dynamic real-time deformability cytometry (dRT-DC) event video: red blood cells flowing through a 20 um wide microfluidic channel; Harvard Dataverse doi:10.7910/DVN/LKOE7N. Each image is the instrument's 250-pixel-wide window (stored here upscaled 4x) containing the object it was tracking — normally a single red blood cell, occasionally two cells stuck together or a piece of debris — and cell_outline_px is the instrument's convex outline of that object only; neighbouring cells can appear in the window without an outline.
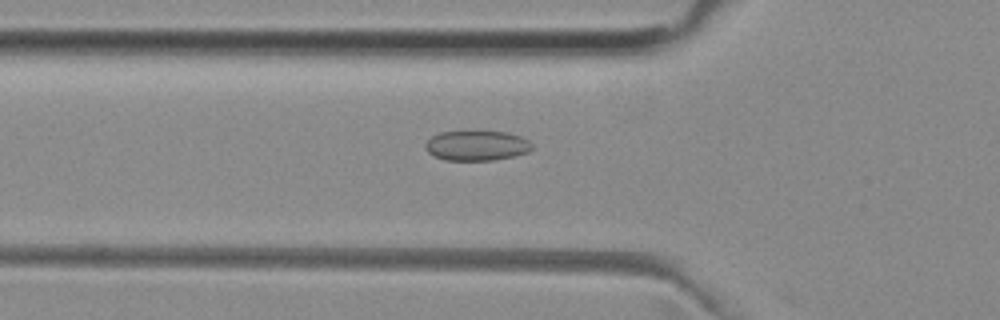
{"species": "common noctule bat (a hibernating species)", "species_latin": "Nyctalus noctula", "temperature_condition": "room temperature", "stored_images_in_passage": 7, "camera_frame_rate_fps": 3000, "um_per_image_px": 0.085, "animal": {"sex": "female", "body_mass_g": 29.2, "forearm_length_mm": 56.3}, "frame": {"image": 1, "passage_image": 5, "time_ms": 1.333, "image_size_px": [1000, 320], "cell_outline_px": [[532, 148], [528, 152], [512, 156], [492, 160], [444, 160], [428, 152], [424, 148], [424, 144], [432, 136], [440, 132], [504, 132], [520, 136], [528, 140], [532, 144]], "centroid_in_image_um": [40.5, 12.38], "position_along_channel_um": 85.3, "area_um2": 18.38}}